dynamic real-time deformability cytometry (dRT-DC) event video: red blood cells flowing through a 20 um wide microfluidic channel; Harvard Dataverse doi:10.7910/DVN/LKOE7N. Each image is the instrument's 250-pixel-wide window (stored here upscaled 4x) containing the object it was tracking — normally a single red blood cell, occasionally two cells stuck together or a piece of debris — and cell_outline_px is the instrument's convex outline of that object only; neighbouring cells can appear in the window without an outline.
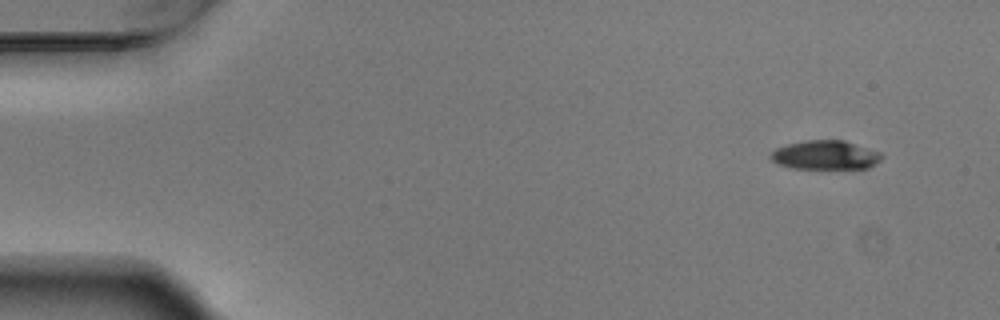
{"species": "Egyptian fruit bat (a non-hibernating species)", "species_latin": "Rousettus aegyptiacus", "temperature_condition": "warm", "stored_images_in_passage": 7, "camera_frame_rate_fps": 3000, "um_per_image_px": 0.085, "animal": {"sex": "male"}, "frame": {"image": 1, "passage_image": 1, "time_ms": 0.0, "image_size_px": [1000, 320], "cell_outline_px": [[884, 156], [880, 160], [868, 168], [792, 168], [776, 164], [768, 156], [776, 148], [788, 144], [804, 140], [844, 140], [880, 152]], "centroid_in_image_um": [70.13, 13.17], "position_along_channel_um": 14.9, "area_um2": 18.73}}
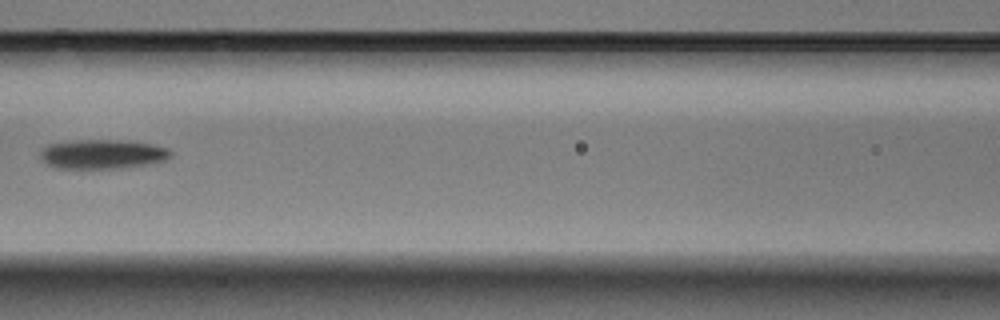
{"frame": {"image": 2, "passage_image": 6, "time_ms": 1.667, "image_size_px": [1000, 320], "cell_outline_px": [[172, 156], [164, 160], [148, 164], [120, 168], [56, 168], [48, 164], [40, 156], [40, 152], [48, 144], [80, 140], [116, 140], [152, 144], [168, 148], [172, 152]], "centroid_in_image_um": [8.73, 13.1], "position_along_channel_um": 157.9, "area_um2": 22.02}}
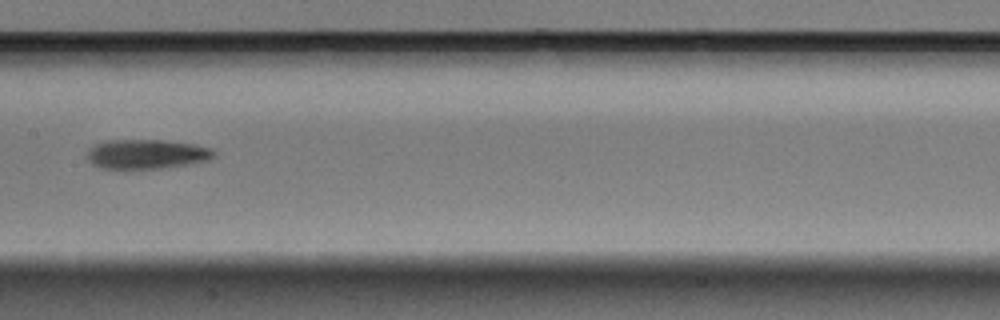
{"frame": {"image": 3, "passage_image": 7, "time_ms": 2.0, "image_size_px": [1000, 320], "cell_outline_px": [[216, 156], [208, 160], [192, 164], [160, 168], [124, 172], [104, 168], [92, 164], [88, 160], [88, 148], [96, 144], [108, 140], [160, 140], [192, 144], [212, 148], [216, 152]], "centroid_in_image_um": [12.44, 13.14], "position_along_channel_um": 195.0, "area_um2": 22.48}}